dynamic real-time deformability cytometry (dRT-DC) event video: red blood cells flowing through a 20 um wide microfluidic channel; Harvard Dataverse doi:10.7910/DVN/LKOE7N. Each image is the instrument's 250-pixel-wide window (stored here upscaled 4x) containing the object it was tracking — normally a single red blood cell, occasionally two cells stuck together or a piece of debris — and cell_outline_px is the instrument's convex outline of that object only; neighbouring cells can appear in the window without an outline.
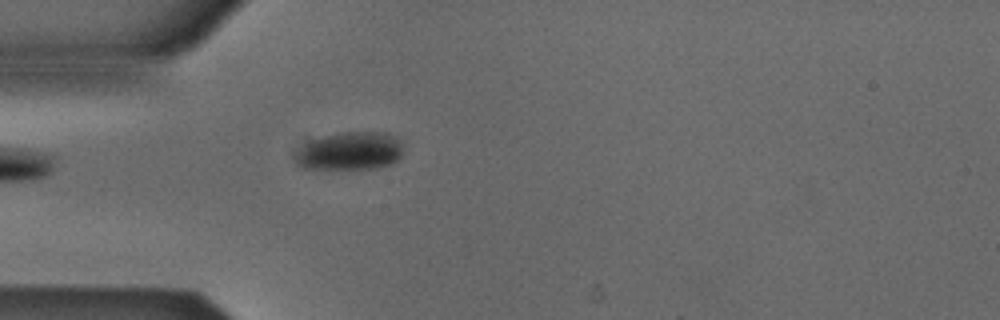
{"species": "Egyptian fruit bat (a non-hibernating species)", "species_latin": "Rousettus aegyptiacus", "temperature_condition": "cold", "stored_images_in_passage": 3, "camera_frame_rate_fps": 3000, "um_per_image_px": 0.085, "animal": {"sex": "male"}, "frame": {"image": 1, "passage_image": 3, "time_ms": 0.667, "image_size_px": [1000, 320], "cell_outline_px": [[400, 156], [392, 164], [376, 168], [304, 168], [296, 160], [296, 152], [312, 140], [324, 136], [344, 132], [388, 132], [400, 140]], "centroid_in_image_um": [29.79, 12.83], "position_along_channel_um": 55.2, "area_um2": 23.35}}